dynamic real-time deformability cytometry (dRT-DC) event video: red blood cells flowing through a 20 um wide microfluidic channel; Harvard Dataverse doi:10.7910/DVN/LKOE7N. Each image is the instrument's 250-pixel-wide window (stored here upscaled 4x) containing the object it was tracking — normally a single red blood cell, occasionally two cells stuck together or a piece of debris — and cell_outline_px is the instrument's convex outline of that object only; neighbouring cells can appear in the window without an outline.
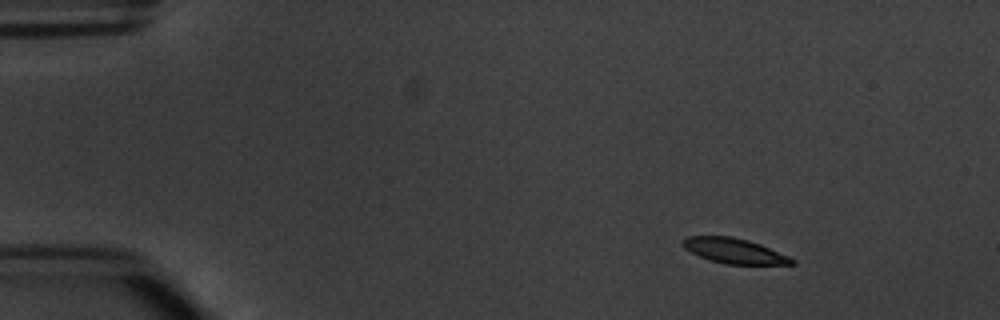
{"species": "common noctule bat (a hibernating species)", "species_latin": "Nyctalus noctula", "temperature_condition": "warm", "stored_images_in_passage": 5, "camera_frame_rate_fps": 3000, "um_per_image_px": 0.085, "animal": {"sex": "male", "body_mass_g": 20.1, "forearm_length_mm": 53.5}, "frame": {"image": 1, "passage_image": 2, "time_ms": 1.0, "image_size_px": [1000, 320], "cell_outline_px": [[796, 264], [724, 264], [708, 260], [684, 248], [680, 244], [680, 240], [684, 236], [732, 236], [748, 240], [760, 244], [788, 256], [796, 260]], "centroid_in_image_um": [62.35, 21.31], "position_along_channel_um": 22.6, "area_um2": 16.07}}
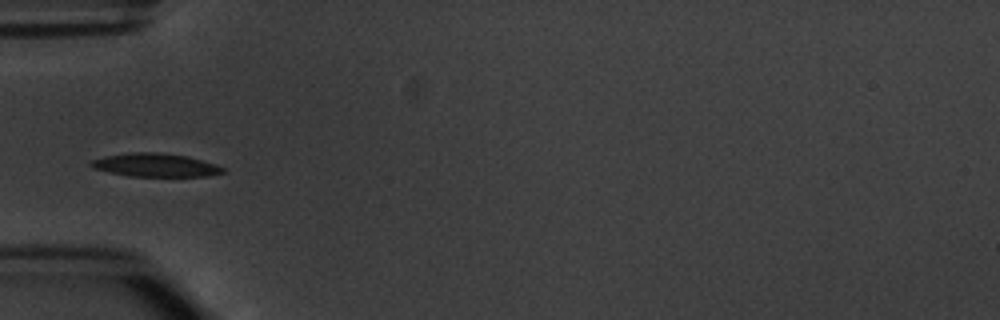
{"frame": {"image": 2, "passage_image": 5, "time_ms": 4.667, "image_size_px": [1000, 320], "cell_outline_px": [[224, 172], [208, 176], [128, 176], [92, 168], [88, 164], [92, 160], [104, 156], [132, 152], [156, 152], [188, 156], [216, 164], [224, 168]], "centroid_in_image_um": [13.19, 14.03], "position_along_channel_um": 71.8, "area_um2": 17.92}}